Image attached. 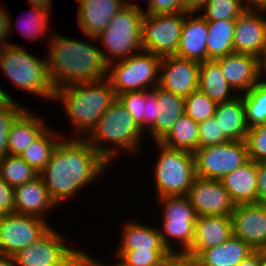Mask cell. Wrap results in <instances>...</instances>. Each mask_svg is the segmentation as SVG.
<instances>
[{"label": "cell", "instance_id": "54", "mask_svg": "<svg viewBox=\"0 0 266 266\" xmlns=\"http://www.w3.org/2000/svg\"><path fill=\"white\" fill-rule=\"evenodd\" d=\"M0 266H16L14 257L0 254Z\"/></svg>", "mask_w": 266, "mask_h": 266}, {"label": "cell", "instance_id": "38", "mask_svg": "<svg viewBox=\"0 0 266 266\" xmlns=\"http://www.w3.org/2000/svg\"><path fill=\"white\" fill-rule=\"evenodd\" d=\"M168 250H116L115 256L124 266H160Z\"/></svg>", "mask_w": 266, "mask_h": 266}, {"label": "cell", "instance_id": "34", "mask_svg": "<svg viewBox=\"0 0 266 266\" xmlns=\"http://www.w3.org/2000/svg\"><path fill=\"white\" fill-rule=\"evenodd\" d=\"M38 176V172L18 155L8 154L0 158V177L14 188L30 182Z\"/></svg>", "mask_w": 266, "mask_h": 266}, {"label": "cell", "instance_id": "10", "mask_svg": "<svg viewBox=\"0 0 266 266\" xmlns=\"http://www.w3.org/2000/svg\"><path fill=\"white\" fill-rule=\"evenodd\" d=\"M193 156L196 176L212 180H221L249 160L246 141L198 148Z\"/></svg>", "mask_w": 266, "mask_h": 266}, {"label": "cell", "instance_id": "22", "mask_svg": "<svg viewBox=\"0 0 266 266\" xmlns=\"http://www.w3.org/2000/svg\"><path fill=\"white\" fill-rule=\"evenodd\" d=\"M233 235L231 216H198L189 251L198 256L203 250L218 246Z\"/></svg>", "mask_w": 266, "mask_h": 266}, {"label": "cell", "instance_id": "29", "mask_svg": "<svg viewBox=\"0 0 266 266\" xmlns=\"http://www.w3.org/2000/svg\"><path fill=\"white\" fill-rule=\"evenodd\" d=\"M122 227L117 250H167L161 241L157 225L154 227L128 220Z\"/></svg>", "mask_w": 266, "mask_h": 266}, {"label": "cell", "instance_id": "9", "mask_svg": "<svg viewBox=\"0 0 266 266\" xmlns=\"http://www.w3.org/2000/svg\"><path fill=\"white\" fill-rule=\"evenodd\" d=\"M157 200L158 205L163 208L160 224L162 227H158L163 245L168 251H189L198 216L188 197L165 196ZM173 239L178 243V249L175 248L176 244L173 246Z\"/></svg>", "mask_w": 266, "mask_h": 266}, {"label": "cell", "instance_id": "43", "mask_svg": "<svg viewBox=\"0 0 266 266\" xmlns=\"http://www.w3.org/2000/svg\"><path fill=\"white\" fill-rule=\"evenodd\" d=\"M148 4L143 9L144 14H174L182 11H191L184 0H147Z\"/></svg>", "mask_w": 266, "mask_h": 266}, {"label": "cell", "instance_id": "7", "mask_svg": "<svg viewBox=\"0 0 266 266\" xmlns=\"http://www.w3.org/2000/svg\"><path fill=\"white\" fill-rule=\"evenodd\" d=\"M159 155L153 166L157 196H186L196 177L192 152L167 148L155 142Z\"/></svg>", "mask_w": 266, "mask_h": 266}, {"label": "cell", "instance_id": "19", "mask_svg": "<svg viewBox=\"0 0 266 266\" xmlns=\"http://www.w3.org/2000/svg\"><path fill=\"white\" fill-rule=\"evenodd\" d=\"M77 22L83 35L96 37L108 26L110 20L126 6L125 0H76Z\"/></svg>", "mask_w": 266, "mask_h": 266}, {"label": "cell", "instance_id": "17", "mask_svg": "<svg viewBox=\"0 0 266 266\" xmlns=\"http://www.w3.org/2000/svg\"><path fill=\"white\" fill-rule=\"evenodd\" d=\"M233 235L253 250H266L265 203L238 204L232 212Z\"/></svg>", "mask_w": 266, "mask_h": 266}, {"label": "cell", "instance_id": "52", "mask_svg": "<svg viewBox=\"0 0 266 266\" xmlns=\"http://www.w3.org/2000/svg\"><path fill=\"white\" fill-rule=\"evenodd\" d=\"M238 266H259V250L250 254Z\"/></svg>", "mask_w": 266, "mask_h": 266}, {"label": "cell", "instance_id": "20", "mask_svg": "<svg viewBox=\"0 0 266 266\" xmlns=\"http://www.w3.org/2000/svg\"><path fill=\"white\" fill-rule=\"evenodd\" d=\"M195 14L191 10L185 16L176 56L201 63L207 60L208 22Z\"/></svg>", "mask_w": 266, "mask_h": 266}, {"label": "cell", "instance_id": "33", "mask_svg": "<svg viewBox=\"0 0 266 266\" xmlns=\"http://www.w3.org/2000/svg\"><path fill=\"white\" fill-rule=\"evenodd\" d=\"M248 128L266 122V78L258 81L248 92L241 94Z\"/></svg>", "mask_w": 266, "mask_h": 266}, {"label": "cell", "instance_id": "36", "mask_svg": "<svg viewBox=\"0 0 266 266\" xmlns=\"http://www.w3.org/2000/svg\"><path fill=\"white\" fill-rule=\"evenodd\" d=\"M50 14L52 15L50 10L31 5L28 16L26 15L24 20L21 18L20 21H17V24H20V26L18 24L20 27L18 28V30L20 29V34L33 41L35 39L38 40V38L41 39L43 37L42 35H46V32L48 33L50 29V27H48L49 19H52Z\"/></svg>", "mask_w": 266, "mask_h": 266}, {"label": "cell", "instance_id": "25", "mask_svg": "<svg viewBox=\"0 0 266 266\" xmlns=\"http://www.w3.org/2000/svg\"><path fill=\"white\" fill-rule=\"evenodd\" d=\"M220 182L236 205L256 203L257 162L249 159Z\"/></svg>", "mask_w": 266, "mask_h": 266}, {"label": "cell", "instance_id": "13", "mask_svg": "<svg viewBox=\"0 0 266 266\" xmlns=\"http://www.w3.org/2000/svg\"><path fill=\"white\" fill-rule=\"evenodd\" d=\"M47 220L25 214L0 216V254L14 256L34 243L50 228Z\"/></svg>", "mask_w": 266, "mask_h": 266}, {"label": "cell", "instance_id": "46", "mask_svg": "<svg viewBox=\"0 0 266 266\" xmlns=\"http://www.w3.org/2000/svg\"><path fill=\"white\" fill-rule=\"evenodd\" d=\"M157 98L156 94L152 90L146 91V103L144 106V134L155 124ZM146 132V133H145Z\"/></svg>", "mask_w": 266, "mask_h": 266}, {"label": "cell", "instance_id": "45", "mask_svg": "<svg viewBox=\"0 0 266 266\" xmlns=\"http://www.w3.org/2000/svg\"><path fill=\"white\" fill-rule=\"evenodd\" d=\"M15 213L14 187L0 177V216Z\"/></svg>", "mask_w": 266, "mask_h": 266}, {"label": "cell", "instance_id": "53", "mask_svg": "<svg viewBox=\"0 0 266 266\" xmlns=\"http://www.w3.org/2000/svg\"><path fill=\"white\" fill-rule=\"evenodd\" d=\"M30 6H39L52 12V1L53 0H27Z\"/></svg>", "mask_w": 266, "mask_h": 266}, {"label": "cell", "instance_id": "2", "mask_svg": "<svg viewBox=\"0 0 266 266\" xmlns=\"http://www.w3.org/2000/svg\"><path fill=\"white\" fill-rule=\"evenodd\" d=\"M52 33L47 38L49 52L46 62L55 90L107 78L109 63L105 60L101 48L97 47L96 43L93 44L97 41L96 37L86 36L92 41L88 43V40L81 41Z\"/></svg>", "mask_w": 266, "mask_h": 266}, {"label": "cell", "instance_id": "32", "mask_svg": "<svg viewBox=\"0 0 266 266\" xmlns=\"http://www.w3.org/2000/svg\"><path fill=\"white\" fill-rule=\"evenodd\" d=\"M198 136L199 123L184 114L178 118L160 143L167 148L194 153L198 149Z\"/></svg>", "mask_w": 266, "mask_h": 266}, {"label": "cell", "instance_id": "30", "mask_svg": "<svg viewBox=\"0 0 266 266\" xmlns=\"http://www.w3.org/2000/svg\"><path fill=\"white\" fill-rule=\"evenodd\" d=\"M236 19L207 21V60L234 53L233 38Z\"/></svg>", "mask_w": 266, "mask_h": 266}, {"label": "cell", "instance_id": "6", "mask_svg": "<svg viewBox=\"0 0 266 266\" xmlns=\"http://www.w3.org/2000/svg\"><path fill=\"white\" fill-rule=\"evenodd\" d=\"M144 12L135 7L125 6L110 20L98 36L105 60L112 63L128 58L142 49V22Z\"/></svg>", "mask_w": 266, "mask_h": 266}, {"label": "cell", "instance_id": "5", "mask_svg": "<svg viewBox=\"0 0 266 266\" xmlns=\"http://www.w3.org/2000/svg\"><path fill=\"white\" fill-rule=\"evenodd\" d=\"M36 57L24 47L11 43L0 49V69L18 90L53 101L55 88L49 77L46 58Z\"/></svg>", "mask_w": 266, "mask_h": 266}, {"label": "cell", "instance_id": "14", "mask_svg": "<svg viewBox=\"0 0 266 266\" xmlns=\"http://www.w3.org/2000/svg\"><path fill=\"white\" fill-rule=\"evenodd\" d=\"M186 196L197 216H231L236 206L220 180L196 176Z\"/></svg>", "mask_w": 266, "mask_h": 266}, {"label": "cell", "instance_id": "51", "mask_svg": "<svg viewBox=\"0 0 266 266\" xmlns=\"http://www.w3.org/2000/svg\"><path fill=\"white\" fill-rule=\"evenodd\" d=\"M247 9H265L266 0H241Z\"/></svg>", "mask_w": 266, "mask_h": 266}, {"label": "cell", "instance_id": "8", "mask_svg": "<svg viewBox=\"0 0 266 266\" xmlns=\"http://www.w3.org/2000/svg\"><path fill=\"white\" fill-rule=\"evenodd\" d=\"M161 57L141 50L128 58L109 63L107 80L116 95L152 90L159 85Z\"/></svg>", "mask_w": 266, "mask_h": 266}, {"label": "cell", "instance_id": "35", "mask_svg": "<svg viewBox=\"0 0 266 266\" xmlns=\"http://www.w3.org/2000/svg\"><path fill=\"white\" fill-rule=\"evenodd\" d=\"M247 8L241 0H206L196 12L207 21L237 19Z\"/></svg>", "mask_w": 266, "mask_h": 266}, {"label": "cell", "instance_id": "57", "mask_svg": "<svg viewBox=\"0 0 266 266\" xmlns=\"http://www.w3.org/2000/svg\"><path fill=\"white\" fill-rule=\"evenodd\" d=\"M261 68H262V75L266 77V50L264 53V56L261 59Z\"/></svg>", "mask_w": 266, "mask_h": 266}, {"label": "cell", "instance_id": "55", "mask_svg": "<svg viewBox=\"0 0 266 266\" xmlns=\"http://www.w3.org/2000/svg\"><path fill=\"white\" fill-rule=\"evenodd\" d=\"M206 0H184L185 5L193 11H196Z\"/></svg>", "mask_w": 266, "mask_h": 266}, {"label": "cell", "instance_id": "1", "mask_svg": "<svg viewBox=\"0 0 266 266\" xmlns=\"http://www.w3.org/2000/svg\"><path fill=\"white\" fill-rule=\"evenodd\" d=\"M108 166L110 164L85 138L76 136L70 140L62 137L39 176L52 200L59 206L93 184L99 176L102 177Z\"/></svg>", "mask_w": 266, "mask_h": 266}, {"label": "cell", "instance_id": "47", "mask_svg": "<svg viewBox=\"0 0 266 266\" xmlns=\"http://www.w3.org/2000/svg\"><path fill=\"white\" fill-rule=\"evenodd\" d=\"M9 14L10 12L7 11V8L0 6V49L12 43L7 40L9 39L8 36L12 34V31H14L11 20L12 18Z\"/></svg>", "mask_w": 266, "mask_h": 266}, {"label": "cell", "instance_id": "49", "mask_svg": "<svg viewBox=\"0 0 266 266\" xmlns=\"http://www.w3.org/2000/svg\"><path fill=\"white\" fill-rule=\"evenodd\" d=\"M94 255L91 257V255L84 251V249H79L77 260H76V266H124L119 260L118 262H115L114 264L107 265L108 263L104 264L102 260H98ZM96 258V259H95Z\"/></svg>", "mask_w": 266, "mask_h": 266}, {"label": "cell", "instance_id": "39", "mask_svg": "<svg viewBox=\"0 0 266 266\" xmlns=\"http://www.w3.org/2000/svg\"><path fill=\"white\" fill-rule=\"evenodd\" d=\"M245 141L249 159L255 162L266 161V122L248 128Z\"/></svg>", "mask_w": 266, "mask_h": 266}, {"label": "cell", "instance_id": "23", "mask_svg": "<svg viewBox=\"0 0 266 266\" xmlns=\"http://www.w3.org/2000/svg\"><path fill=\"white\" fill-rule=\"evenodd\" d=\"M152 91L156 94V121L147 131L152 141L160 142L171 130L179 117L185 114V98L155 86Z\"/></svg>", "mask_w": 266, "mask_h": 266}, {"label": "cell", "instance_id": "11", "mask_svg": "<svg viewBox=\"0 0 266 266\" xmlns=\"http://www.w3.org/2000/svg\"><path fill=\"white\" fill-rule=\"evenodd\" d=\"M66 239L51 227L13 256L16 266H76L79 249L69 247Z\"/></svg>", "mask_w": 266, "mask_h": 266}, {"label": "cell", "instance_id": "28", "mask_svg": "<svg viewBox=\"0 0 266 266\" xmlns=\"http://www.w3.org/2000/svg\"><path fill=\"white\" fill-rule=\"evenodd\" d=\"M198 89L217 104L231 101L238 96L237 93H233L234 90L224 78L220 63L216 59H208L200 63Z\"/></svg>", "mask_w": 266, "mask_h": 266}, {"label": "cell", "instance_id": "41", "mask_svg": "<svg viewBox=\"0 0 266 266\" xmlns=\"http://www.w3.org/2000/svg\"><path fill=\"white\" fill-rule=\"evenodd\" d=\"M25 109L18 102L11 108L0 109V158L8 155V133L10 126Z\"/></svg>", "mask_w": 266, "mask_h": 266}, {"label": "cell", "instance_id": "26", "mask_svg": "<svg viewBox=\"0 0 266 266\" xmlns=\"http://www.w3.org/2000/svg\"><path fill=\"white\" fill-rule=\"evenodd\" d=\"M214 118L220 132L229 141H245L248 127L245 122V107L242 95L233 100L217 104Z\"/></svg>", "mask_w": 266, "mask_h": 266}, {"label": "cell", "instance_id": "12", "mask_svg": "<svg viewBox=\"0 0 266 266\" xmlns=\"http://www.w3.org/2000/svg\"><path fill=\"white\" fill-rule=\"evenodd\" d=\"M189 12L144 14L142 49L161 58L176 56L184 19Z\"/></svg>", "mask_w": 266, "mask_h": 266}, {"label": "cell", "instance_id": "4", "mask_svg": "<svg viewBox=\"0 0 266 266\" xmlns=\"http://www.w3.org/2000/svg\"><path fill=\"white\" fill-rule=\"evenodd\" d=\"M142 136L146 135L117 98L102 114L96 127L85 139L111 164L122 151L138 156Z\"/></svg>", "mask_w": 266, "mask_h": 266}, {"label": "cell", "instance_id": "31", "mask_svg": "<svg viewBox=\"0 0 266 266\" xmlns=\"http://www.w3.org/2000/svg\"><path fill=\"white\" fill-rule=\"evenodd\" d=\"M61 137L59 131L56 133L47 127L19 156L39 174L50 161Z\"/></svg>", "mask_w": 266, "mask_h": 266}, {"label": "cell", "instance_id": "48", "mask_svg": "<svg viewBox=\"0 0 266 266\" xmlns=\"http://www.w3.org/2000/svg\"><path fill=\"white\" fill-rule=\"evenodd\" d=\"M256 203H266V161L257 162Z\"/></svg>", "mask_w": 266, "mask_h": 266}, {"label": "cell", "instance_id": "42", "mask_svg": "<svg viewBox=\"0 0 266 266\" xmlns=\"http://www.w3.org/2000/svg\"><path fill=\"white\" fill-rule=\"evenodd\" d=\"M229 141L222 132L214 117L199 123L198 148L223 144Z\"/></svg>", "mask_w": 266, "mask_h": 266}, {"label": "cell", "instance_id": "40", "mask_svg": "<svg viewBox=\"0 0 266 266\" xmlns=\"http://www.w3.org/2000/svg\"><path fill=\"white\" fill-rule=\"evenodd\" d=\"M125 106L128 113L133 117L136 125L144 133V106L146 103V91H128L117 96Z\"/></svg>", "mask_w": 266, "mask_h": 266}, {"label": "cell", "instance_id": "15", "mask_svg": "<svg viewBox=\"0 0 266 266\" xmlns=\"http://www.w3.org/2000/svg\"><path fill=\"white\" fill-rule=\"evenodd\" d=\"M263 14V15H262ZM266 10L246 9L235 21L233 48L235 53L262 59L266 50Z\"/></svg>", "mask_w": 266, "mask_h": 266}, {"label": "cell", "instance_id": "24", "mask_svg": "<svg viewBox=\"0 0 266 266\" xmlns=\"http://www.w3.org/2000/svg\"><path fill=\"white\" fill-rule=\"evenodd\" d=\"M26 109L11 124L8 133V154L20 155L49 127L39 115Z\"/></svg>", "mask_w": 266, "mask_h": 266}, {"label": "cell", "instance_id": "56", "mask_svg": "<svg viewBox=\"0 0 266 266\" xmlns=\"http://www.w3.org/2000/svg\"><path fill=\"white\" fill-rule=\"evenodd\" d=\"M259 266H266V250H259Z\"/></svg>", "mask_w": 266, "mask_h": 266}, {"label": "cell", "instance_id": "16", "mask_svg": "<svg viewBox=\"0 0 266 266\" xmlns=\"http://www.w3.org/2000/svg\"><path fill=\"white\" fill-rule=\"evenodd\" d=\"M200 63L177 56H166L160 62L159 87L187 97L199 87Z\"/></svg>", "mask_w": 266, "mask_h": 266}, {"label": "cell", "instance_id": "18", "mask_svg": "<svg viewBox=\"0 0 266 266\" xmlns=\"http://www.w3.org/2000/svg\"><path fill=\"white\" fill-rule=\"evenodd\" d=\"M216 60L224 78L238 95L248 92L263 78L261 59L253 55L234 52Z\"/></svg>", "mask_w": 266, "mask_h": 266}, {"label": "cell", "instance_id": "44", "mask_svg": "<svg viewBox=\"0 0 266 266\" xmlns=\"http://www.w3.org/2000/svg\"><path fill=\"white\" fill-rule=\"evenodd\" d=\"M160 266H200L195 254L188 251H169L161 260Z\"/></svg>", "mask_w": 266, "mask_h": 266}, {"label": "cell", "instance_id": "21", "mask_svg": "<svg viewBox=\"0 0 266 266\" xmlns=\"http://www.w3.org/2000/svg\"><path fill=\"white\" fill-rule=\"evenodd\" d=\"M15 213L46 220V213L57 207L40 176L14 188ZM45 214V215H44Z\"/></svg>", "mask_w": 266, "mask_h": 266}, {"label": "cell", "instance_id": "27", "mask_svg": "<svg viewBox=\"0 0 266 266\" xmlns=\"http://www.w3.org/2000/svg\"><path fill=\"white\" fill-rule=\"evenodd\" d=\"M254 251L244 241L232 235L222 244L203 250L197 257L200 266H238Z\"/></svg>", "mask_w": 266, "mask_h": 266}, {"label": "cell", "instance_id": "37", "mask_svg": "<svg viewBox=\"0 0 266 266\" xmlns=\"http://www.w3.org/2000/svg\"><path fill=\"white\" fill-rule=\"evenodd\" d=\"M217 103L199 89L185 97V114L197 123L214 117Z\"/></svg>", "mask_w": 266, "mask_h": 266}, {"label": "cell", "instance_id": "3", "mask_svg": "<svg viewBox=\"0 0 266 266\" xmlns=\"http://www.w3.org/2000/svg\"><path fill=\"white\" fill-rule=\"evenodd\" d=\"M116 99L117 95L106 78L56 89L54 101L62 102L75 134L86 138Z\"/></svg>", "mask_w": 266, "mask_h": 266}, {"label": "cell", "instance_id": "58", "mask_svg": "<svg viewBox=\"0 0 266 266\" xmlns=\"http://www.w3.org/2000/svg\"><path fill=\"white\" fill-rule=\"evenodd\" d=\"M133 2V3H132ZM132 2L129 0H125V4L129 7H135L137 9H141L143 10L142 6L140 7L137 3H134V1L132 0Z\"/></svg>", "mask_w": 266, "mask_h": 266}, {"label": "cell", "instance_id": "50", "mask_svg": "<svg viewBox=\"0 0 266 266\" xmlns=\"http://www.w3.org/2000/svg\"><path fill=\"white\" fill-rule=\"evenodd\" d=\"M15 103L16 102L12 99V96L0 86V109L11 108Z\"/></svg>", "mask_w": 266, "mask_h": 266}]
</instances>
